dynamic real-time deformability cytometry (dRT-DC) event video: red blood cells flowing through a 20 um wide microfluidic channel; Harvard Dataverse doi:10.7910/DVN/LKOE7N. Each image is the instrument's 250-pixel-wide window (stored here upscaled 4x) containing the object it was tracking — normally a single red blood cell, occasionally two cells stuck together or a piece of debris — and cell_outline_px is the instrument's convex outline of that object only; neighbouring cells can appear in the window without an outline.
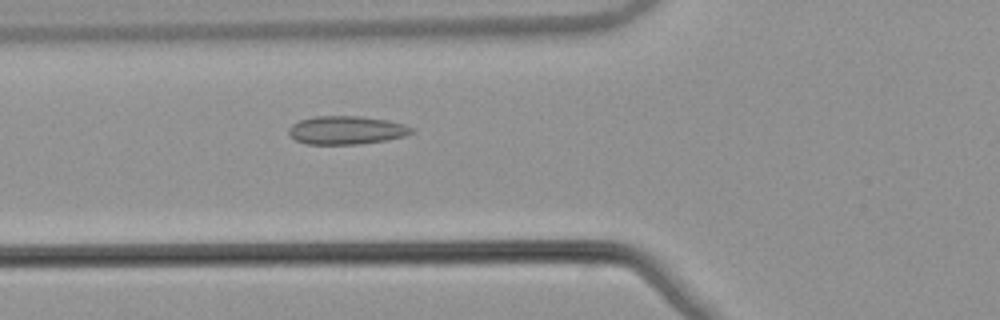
{"species": "common noctule bat (a hibernating species)", "species_latin": "Nyctalus noctula", "temperature_condition": "warm", "stored_images_in_passage": 53, "camera_frame_rate_fps": 3000, "um_per_image_px": 0.085, "animal": {"sex": "male", "body_mass_g": 21.5, "forearm_length_mm": 52.0}, "frame": {"image": 1, "passage_image": 20, "time_ms": 6.333, "image_size_px": [1000, 320], "cell_outline_px": [[416, 132], [404, 136], [388, 140], [360, 144], [304, 144], [296, 140], [288, 132], [288, 128], [292, 124], [300, 120], [316, 116], [360, 116], [388, 120], [404, 124], [416, 128]], "centroid_in_image_um": [29.5, 11.06], "position_along_channel_um": 96.3, "area_um2": 20.52}}
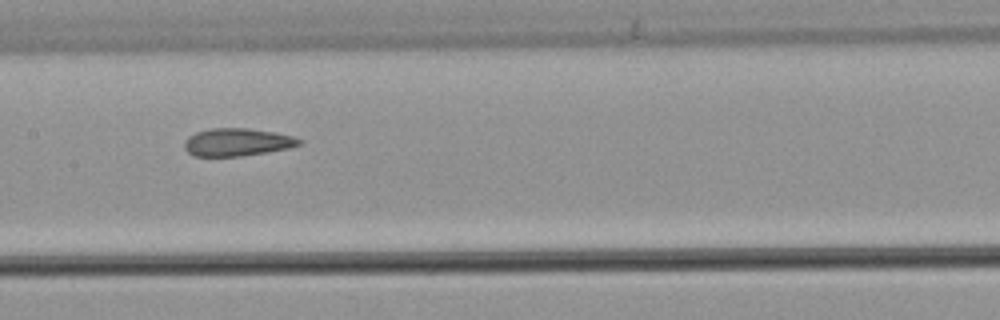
{"frame": {"image": 2, "passage_image": 27, "time_ms": 8.667, "image_size_px": [1000, 320], "cell_outline_px": [[304, 140], [300, 144], [288, 148], [240, 156], [196, 156], [188, 152], [184, 148], [184, 140], [188, 136], [196, 132], [212, 128], [248, 128], [276, 132], [292, 136]], "centroid_in_image_um": [20.14, 12.07], "position_along_channel_um": 187.3, "area_um2": 18.5}}
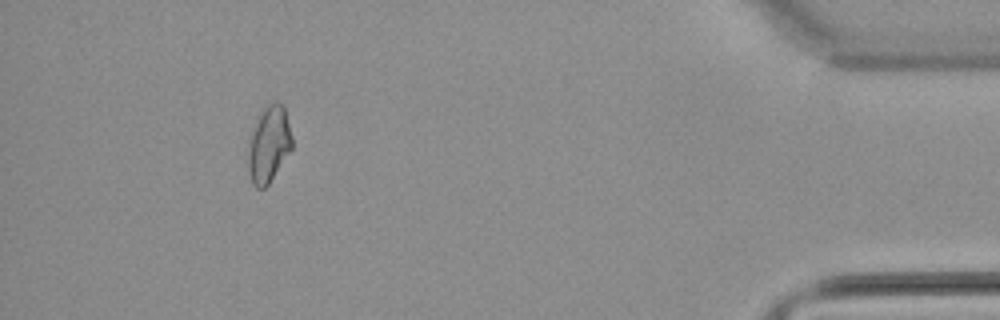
{"frame": {"image": 3, "passage_image": 49, "time_ms": 16.0, "image_size_px": [1000, 320], "cell_outline_px": [[292, 148], [268, 184], [264, 188], [256, 188], [252, 184], [248, 168], [248, 152], [252, 136], [256, 124], [264, 108], [268, 104], [276, 100], [284, 104], [292, 136]], "centroid_in_image_um": [22.88, 12.26], "position_along_channel_um": 412.3, "area_um2": 19.07}, "authors_computed_cell_mechanics": {"area_um2": 19.1896, "velocity_mm_per_s": 3.8798, "shape_relaxation_time_tau1_ms": null, "shape_relaxation_time_tau2_ms": 1.8565, "deformation_change_tau1": null, "deformation_change_tau2": 0.0982}}